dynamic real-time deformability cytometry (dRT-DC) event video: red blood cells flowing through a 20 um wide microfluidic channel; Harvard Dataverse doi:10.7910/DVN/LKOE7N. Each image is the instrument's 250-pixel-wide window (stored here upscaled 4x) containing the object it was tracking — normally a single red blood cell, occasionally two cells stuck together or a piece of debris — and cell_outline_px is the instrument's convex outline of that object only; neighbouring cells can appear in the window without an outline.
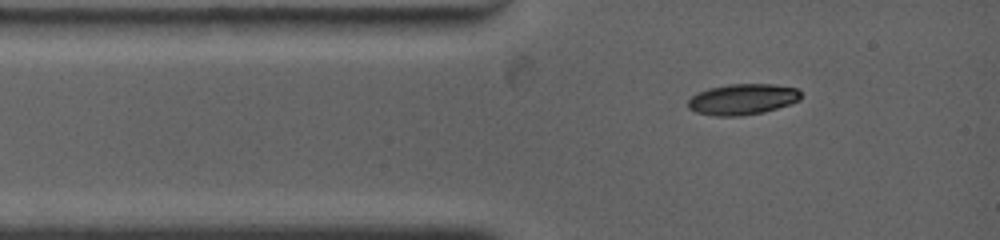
{"species": "common noctule bat (a hibernating species)", "species_latin": "Nyctalus noctula", "temperature_condition": "warm", "stored_images_in_passage": 3, "camera_frame_rate_fps": 4500, "um_per_image_px": 0.085, "animal": {"sex": "female", "body_mass_g": 19.0, "forearm_length_mm": 53.3}, "frame": {"image": 1, "passage_image": 3, "time_ms": 1.778, "image_size_px": [1000, 240], "cell_outline_px": [[800, 100], [764, 112], [740, 116], [716, 116], [696, 112], [688, 108], [688, 100], [692, 96], [708, 88], [728, 84], [776, 84], [796, 88], [800, 92]], "centroid_in_image_um": [63.1, 8.43], "position_along_channel_um": 21.9, "area_um2": 20.23}}